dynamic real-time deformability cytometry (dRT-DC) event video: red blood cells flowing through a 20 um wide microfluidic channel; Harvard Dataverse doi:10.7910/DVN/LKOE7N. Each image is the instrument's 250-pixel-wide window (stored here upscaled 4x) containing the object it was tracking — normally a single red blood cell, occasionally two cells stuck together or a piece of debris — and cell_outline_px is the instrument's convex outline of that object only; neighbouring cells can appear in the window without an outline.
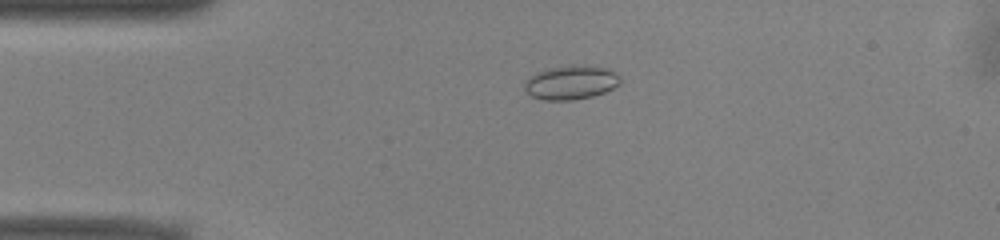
{"species": "common noctule bat (a hibernating species)", "species_latin": "Nyctalus noctula", "temperature_condition": "warm", "stored_images_in_passage": 50, "camera_frame_rate_fps": 3000, "um_per_image_px": 0.085, "animal": {"sex": "male", "body_mass_g": 13.0, "forearm_length_mm": 53.1}, "frame": {"image": 1, "passage_image": 10, "time_ms": 3.0, "image_size_px": [1000, 240], "cell_outline_px": [[620, 84], [604, 92], [592, 96], [572, 100], [544, 100], [532, 96], [524, 92], [524, 80], [528, 76], [536, 72], [548, 68], [572, 64], [596, 64], [608, 68], [616, 72], [620, 76]], "centroid_in_image_um": [48.52, 6.97], "position_along_channel_um": 36.5, "area_um2": 19.59}}
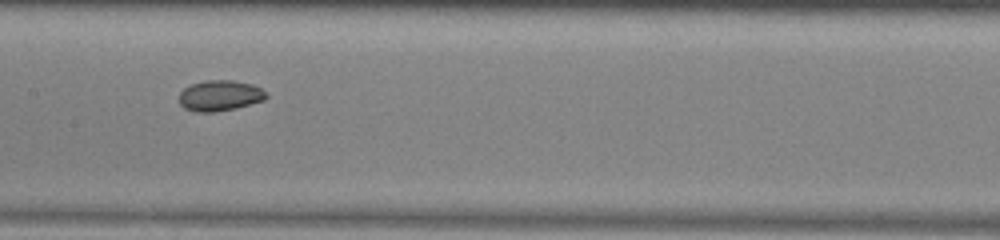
{"frame": {"image": 2, "passage_image": 24, "time_ms": 7.667, "image_size_px": [1000, 240], "cell_outline_px": [[268, 96], [264, 100], [236, 108], [216, 112], [196, 112], [184, 108], [180, 104], [180, 92], [184, 88], [192, 84], [204, 80], [232, 80], [252, 84], [260, 88]], "centroid_in_image_um": [18.68, 8.13], "position_along_channel_um": 188.7, "area_um2": 15.55}}
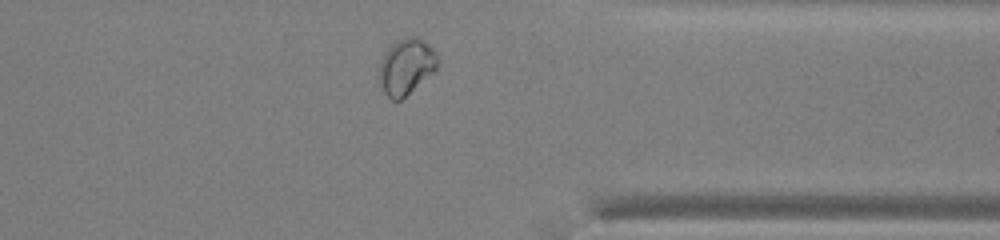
{"frame": {"image": 3, "passage_image": 39, "time_ms": 12.667, "image_size_px": [1000, 240], "cell_outline_px": [[436, 68], [432, 72], [400, 100], [392, 100], [384, 92], [380, 76], [380, 64], [388, 48], [396, 40], [408, 36], [416, 36], [428, 44], [436, 52]], "centroid_in_image_um": [34.52, 5.62], "position_along_channel_um": 376.9, "area_um2": 18.26}, "authors_computed_cell_mechanics": {"area_um2": 17.2244, "velocity_mm_per_s": 3.9311, "shape_relaxation_time_tau1_ms": null, "shape_relaxation_time_tau2_ms": 2.1513, "deformation_change_tau1": null, "deformation_change_tau2": 0.0476}}